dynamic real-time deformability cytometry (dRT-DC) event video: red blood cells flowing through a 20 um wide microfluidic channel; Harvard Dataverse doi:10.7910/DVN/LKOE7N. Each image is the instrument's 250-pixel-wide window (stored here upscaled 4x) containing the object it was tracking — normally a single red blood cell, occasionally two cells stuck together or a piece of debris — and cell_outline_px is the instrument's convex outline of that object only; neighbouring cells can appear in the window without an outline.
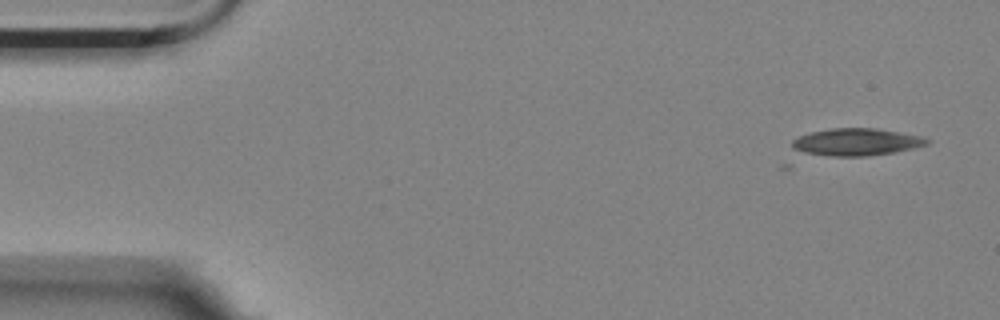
{"species": "Egyptian fruit bat (a non-hibernating species)", "species_latin": "Rousettus aegyptiacus", "temperature_condition": "room temperature", "stored_images_in_passage": 5, "camera_frame_rate_fps": 3000, "um_per_image_px": 0.085, "animal": {"sex": "female"}, "frame": {"image": 1, "passage_image": 2, "time_ms": 0.333, "image_size_px": [1000, 320], "cell_outline_px": [[932, 140], [928, 144], [896, 152], [868, 156], [828, 156], [792, 152], [792, 140], [800, 136], [812, 132], [832, 128], [876, 128], [924, 136]], "centroid_in_image_um": [72.78, 12.08], "position_along_channel_um": 12.2, "area_um2": 21.79}}